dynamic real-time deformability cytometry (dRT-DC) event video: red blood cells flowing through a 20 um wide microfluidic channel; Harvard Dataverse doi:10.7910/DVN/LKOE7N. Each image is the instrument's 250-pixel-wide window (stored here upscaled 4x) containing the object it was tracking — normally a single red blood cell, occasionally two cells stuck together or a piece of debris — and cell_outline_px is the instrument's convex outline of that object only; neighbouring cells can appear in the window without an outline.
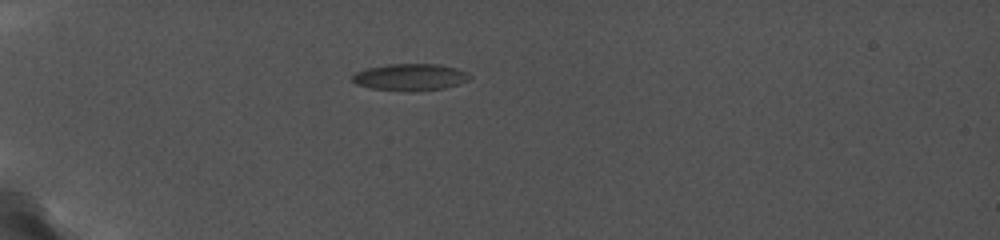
{"species": "common noctule bat (a hibernating species)", "species_latin": "Nyctalus noctula", "temperature_condition": "cold", "stored_images_in_passage": 3, "camera_frame_rate_fps": 5000, "um_per_image_px": 0.085, "animal": {"sex": "female", "body_mass_g": 19.0, "forearm_length_mm": 56.7}, "frame": {"image": 1, "passage_image": 1, "time_ms": 0.0, "image_size_px": [1000, 240], "cell_outline_px": [[472, 76], [468, 80], [444, 88], [412, 92], [372, 88], [356, 84], [352, 80], [352, 76], [356, 72], [368, 68], [388, 64], [436, 64], [456, 68], [468, 72]], "centroid_in_image_um": [34.88, 6.56], "position_along_channel_um": 50.1, "area_um2": 18.26}}
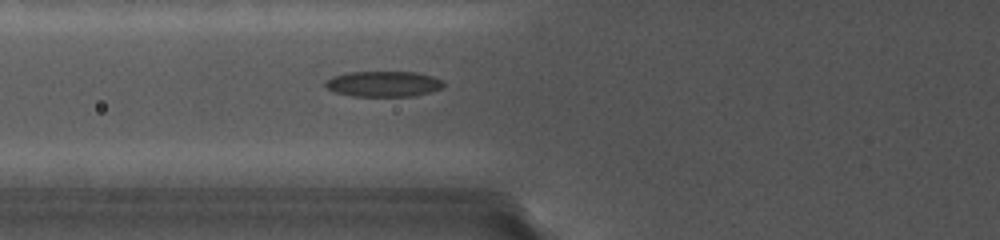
{"frame": {"image": 2, "passage_image": 3, "time_ms": 2.2, "image_size_px": [1000, 240], "cell_outline_px": [[444, 84], [440, 88], [428, 92], [412, 96], [352, 96], [336, 92], [328, 88], [324, 84], [332, 76], [348, 72], [416, 72], [432, 76], [440, 80]], "centroid_in_image_um": [32.57, 7.12], "position_along_channel_um": 93.2, "area_um2": 17.34}}